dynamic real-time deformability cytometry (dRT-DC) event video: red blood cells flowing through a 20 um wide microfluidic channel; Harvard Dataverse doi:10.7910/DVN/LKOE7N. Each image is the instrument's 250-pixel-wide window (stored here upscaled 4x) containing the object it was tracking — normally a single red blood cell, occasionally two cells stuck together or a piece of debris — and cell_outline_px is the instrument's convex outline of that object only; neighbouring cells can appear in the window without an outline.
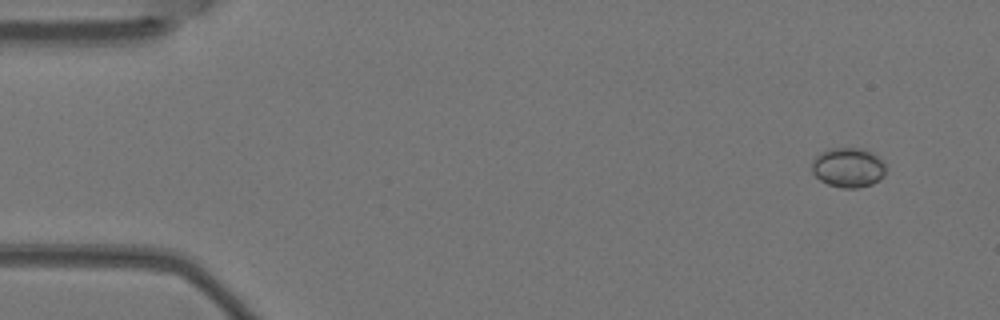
{"species": "Egyptian fruit bat (a non-hibernating species)", "species_latin": "Rousettus aegyptiacus", "temperature_condition": "warm", "stored_images_in_passage": 8, "camera_frame_rate_fps": 3000, "um_per_image_px": 0.085, "animal": {"sex": "female"}, "frame": {"image": 1, "passage_image": 1, "time_ms": 0.0, "image_size_px": [1000, 320], "cell_outline_px": [[884, 176], [880, 180], [872, 184], [856, 188], [840, 188], [828, 184], [820, 180], [812, 172], [812, 160], [820, 152], [832, 148], [864, 148], [872, 152], [884, 164]], "centroid_in_image_um": [72.08, 14.24], "position_along_channel_um": 12.9, "area_um2": 17.11}}
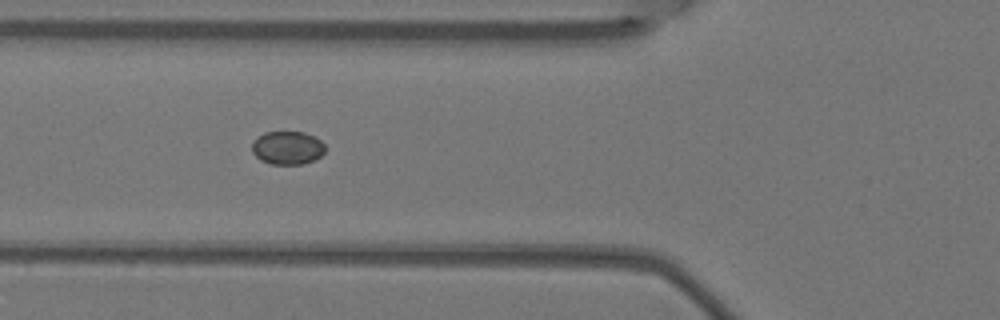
{"frame": {"image": 2, "passage_image": 5, "time_ms": 1.333, "image_size_px": [1000, 320], "cell_outline_px": [[324, 152], [320, 156], [304, 164], [272, 164], [260, 160], [252, 152], [252, 140], [264, 132], [304, 132], [316, 136], [324, 144]], "centroid_in_image_um": [24.41, 12.55], "position_along_channel_um": 101.4, "area_um2": 14.28}}
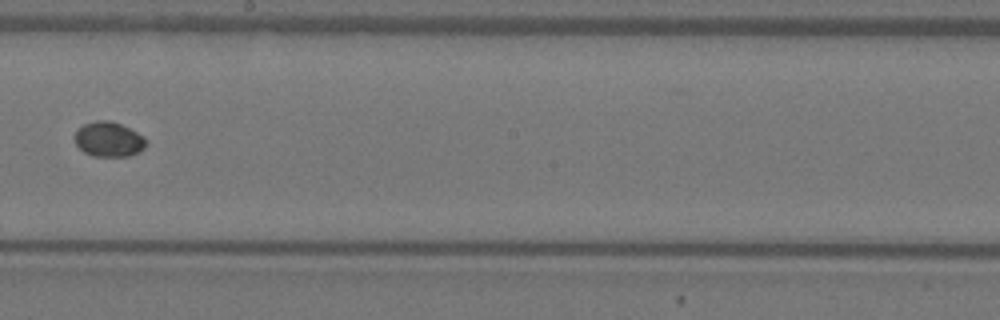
{"frame": {"image": 3, "passage_image": 8, "time_ms": 2.333, "image_size_px": [1000, 320], "cell_outline_px": [[144, 148], [128, 156], [92, 156], [84, 152], [76, 144], [72, 136], [76, 128], [84, 124], [96, 120], [108, 120], [120, 124], [144, 136]], "centroid_in_image_um": [9.15, 11.83], "position_along_channel_um": 239.0, "area_um2": 14.45}}